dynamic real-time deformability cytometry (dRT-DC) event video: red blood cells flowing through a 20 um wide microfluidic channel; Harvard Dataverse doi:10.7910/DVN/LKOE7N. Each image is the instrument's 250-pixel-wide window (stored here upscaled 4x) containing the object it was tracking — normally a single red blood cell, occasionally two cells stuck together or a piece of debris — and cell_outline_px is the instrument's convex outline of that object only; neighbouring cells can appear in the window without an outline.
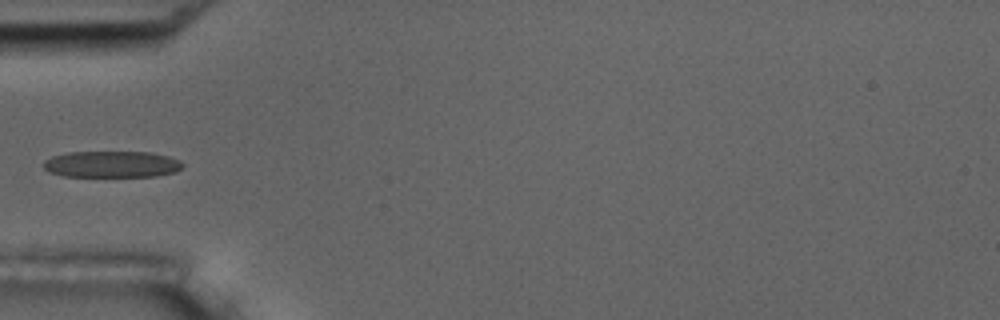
{"species": "common noctule bat (a hibernating species)", "species_latin": "Nyctalus noctula", "temperature_condition": "room temperature", "stored_images_in_passage": 9, "camera_frame_rate_fps": 3000, "um_per_image_px": 0.085, "animal": {"sex": "male", "body_mass_g": 17.5, "forearm_length_mm": 52.3}, "frame": {"image": 1, "passage_image": 6, "time_ms": 5.667, "image_size_px": [1000, 320], "cell_outline_px": [[184, 164], [176, 172], [156, 176], [64, 176], [48, 172], [44, 168], [44, 160], [52, 156], [68, 152], [148, 152], [168, 156], [180, 160]], "centroid_in_image_um": [9.49, 13.96], "position_along_channel_um": 75.5, "area_um2": 21.44}}
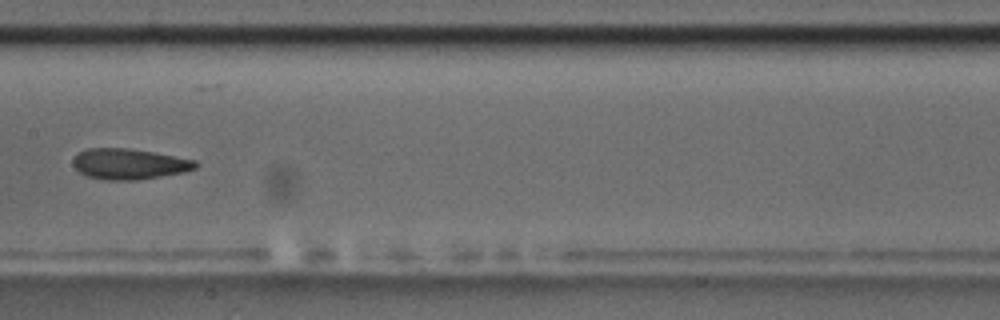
{"frame": {"image": 2, "passage_image": 9, "time_ms": 9.0, "image_size_px": [1000, 320], "cell_outline_px": [[200, 164], [196, 168], [184, 172], [136, 180], [104, 180], [88, 176], [80, 172], [72, 164], [72, 160], [76, 152], [88, 148], [128, 148], [152, 152], [196, 160]], "centroid_in_image_um": [10.95, 13.93], "position_along_channel_um": 196.4, "area_um2": 21.96}}